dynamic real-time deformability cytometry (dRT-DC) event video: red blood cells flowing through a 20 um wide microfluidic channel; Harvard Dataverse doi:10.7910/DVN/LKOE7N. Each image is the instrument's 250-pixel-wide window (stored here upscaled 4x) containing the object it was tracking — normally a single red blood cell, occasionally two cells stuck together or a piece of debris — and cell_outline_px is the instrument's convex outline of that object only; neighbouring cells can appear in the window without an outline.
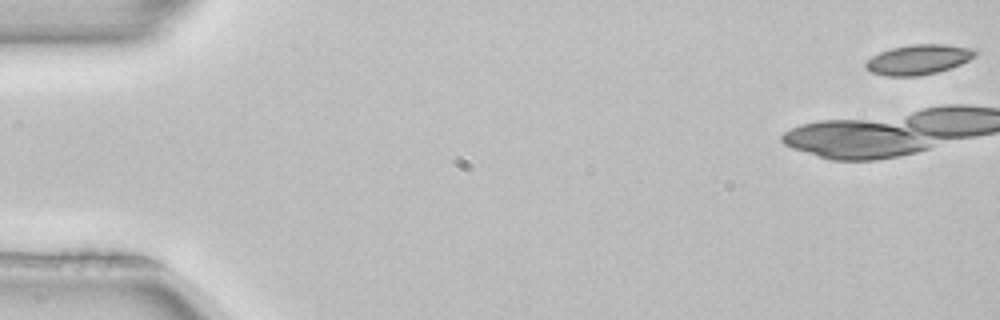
{"species": "common noctule bat (a hibernating species)", "species_latin": "Nyctalus noctula", "temperature_condition": "room temperature", "stored_images_in_passage": 39, "camera_frame_rate_fps": 3000, "um_per_image_px": 0.085, "animal": {"sex": "female", "body_mass_g": 22.7, "forearm_length_mm": 54.2}, "frame": {"image": 1, "passage_image": 1, "time_ms": 0.0, "image_size_px": [1000, 320], "cell_outline_px": [[980, 52], [976, 56], [960, 64], [936, 72], [916, 76], [884, 76], [872, 72], [864, 68], [864, 64], [872, 56], [880, 52], [892, 48], [912, 44], [944, 44], [976, 48]], "centroid_in_image_um": [78.09, 5.05], "position_along_channel_um": 6.9, "area_um2": 19.19}}